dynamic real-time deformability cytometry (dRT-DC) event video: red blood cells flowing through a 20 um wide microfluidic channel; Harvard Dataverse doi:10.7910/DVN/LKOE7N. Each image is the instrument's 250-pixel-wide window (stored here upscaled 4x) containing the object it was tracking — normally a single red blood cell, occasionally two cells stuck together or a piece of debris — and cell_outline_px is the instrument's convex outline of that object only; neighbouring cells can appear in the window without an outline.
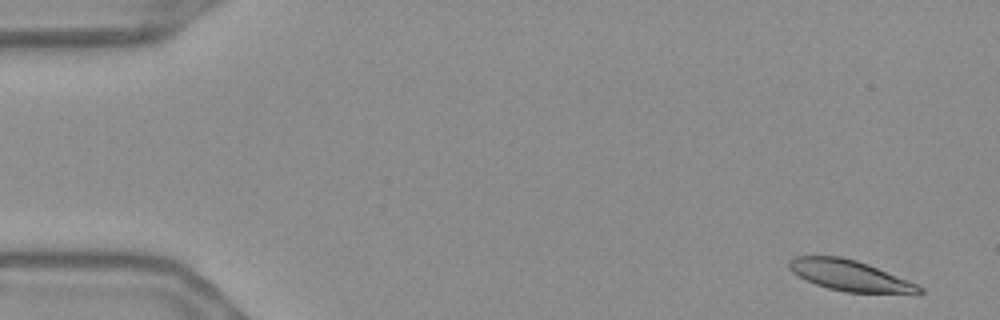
{"species": "Egyptian fruit bat (a non-hibernating species)", "species_latin": "Rousettus aegyptiacus", "temperature_condition": "warm", "stored_images_in_passage": 56, "camera_frame_rate_fps": 3000, "um_per_image_px": 0.085, "frame": {"image": 1, "passage_image": 3, "time_ms": 0.667, "image_size_px": [1000, 320], "cell_outline_px": [[924, 292], [848, 292], [828, 288], [816, 284], [792, 272], [788, 268], [788, 260], [796, 256], [840, 256], [856, 260], [868, 264], [908, 280], [924, 288]], "centroid_in_image_um": [72.17, 23.39], "position_along_channel_um": 12.8, "area_um2": 22.77}}
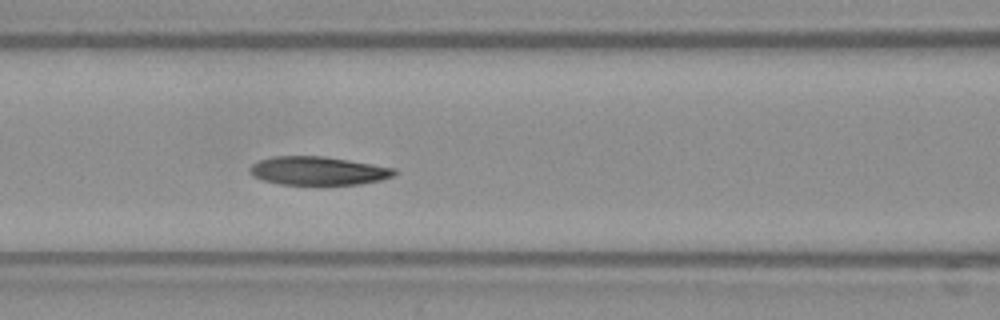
{"frame": {"image": 2, "passage_image": 24, "time_ms": 7.667, "image_size_px": [1000, 320], "cell_outline_px": [[396, 172], [392, 176], [380, 180], [360, 184], [280, 184], [264, 180], [252, 176], [248, 172], [248, 168], [252, 164], [260, 160], [272, 156], [324, 156], [396, 168]], "centroid_in_image_um": [27.0, 14.51], "position_along_channel_um": 139.6, "area_um2": 23.87}}
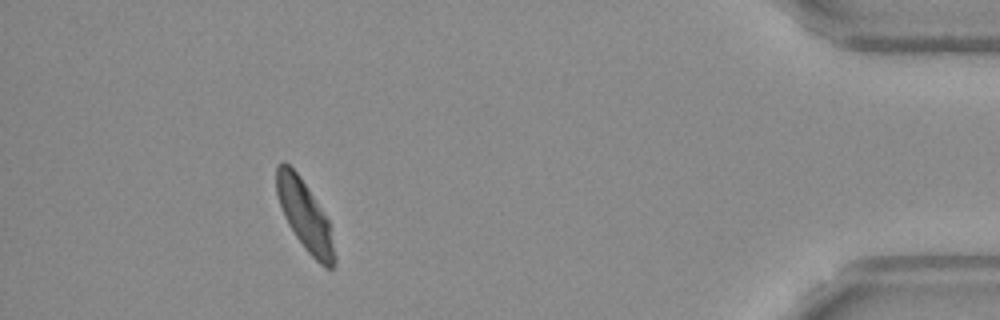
{"frame": {"image": 3, "passage_image": 51, "time_ms": 16.667, "image_size_px": [1000, 320], "cell_outline_px": [[336, 260], [332, 268], [324, 268], [304, 248], [288, 224], [284, 216], [276, 192], [276, 164], [284, 160], [300, 176], [328, 220], [336, 256]], "centroid_in_image_um": [25.89, 18.32], "position_along_channel_um": 409.3, "area_um2": 23.24}, "authors_computed_cell_mechanics": {"area_um2": 24.3916, "velocity_mm_per_s": 3.629, "shape_relaxation_time_tau1_ms": 7.6079, "shape_relaxation_time_tau2_ms": 10.5516, "deformation_change_tau1": 0.2034, "deformation_change_tau2": 0.1458}}